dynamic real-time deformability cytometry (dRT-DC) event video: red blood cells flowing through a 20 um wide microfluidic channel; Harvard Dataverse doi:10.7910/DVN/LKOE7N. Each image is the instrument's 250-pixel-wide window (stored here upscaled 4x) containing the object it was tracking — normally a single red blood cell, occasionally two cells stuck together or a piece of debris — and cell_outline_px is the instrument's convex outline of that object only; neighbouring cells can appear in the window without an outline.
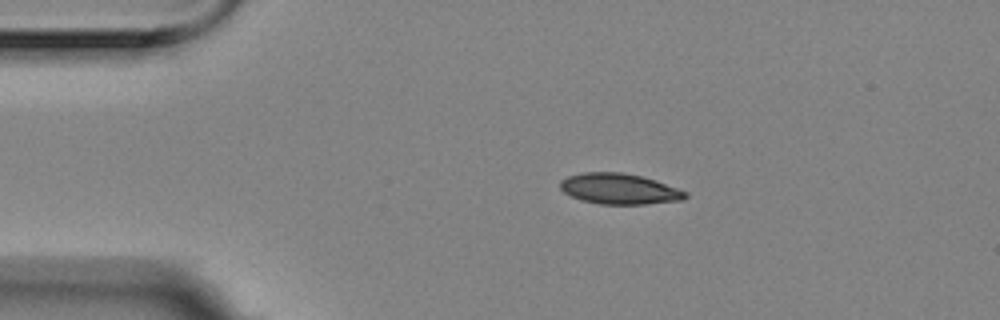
{"species": "Egyptian fruit bat (a non-hibernating species)", "species_latin": "Rousettus aegyptiacus", "temperature_condition": "room temperature", "stored_images_in_passage": 5, "camera_frame_rate_fps": 3000, "um_per_image_px": 0.085, "animal": {"sex": "female"}, "frame": {"image": 1, "passage_image": 2, "time_ms": 0.333, "image_size_px": [1000, 320], "cell_outline_px": [[688, 196], [684, 200], [644, 204], [600, 204], [580, 200], [564, 192], [560, 188], [560, 180], [568, 176], [584, 172], [620, 172], [640, 176], [656, 180], [688, 192]], "centroid_in_image_um": [52.65, 16.05], "position_along_channel_um": 32.3, "area_um2": 22.43}}
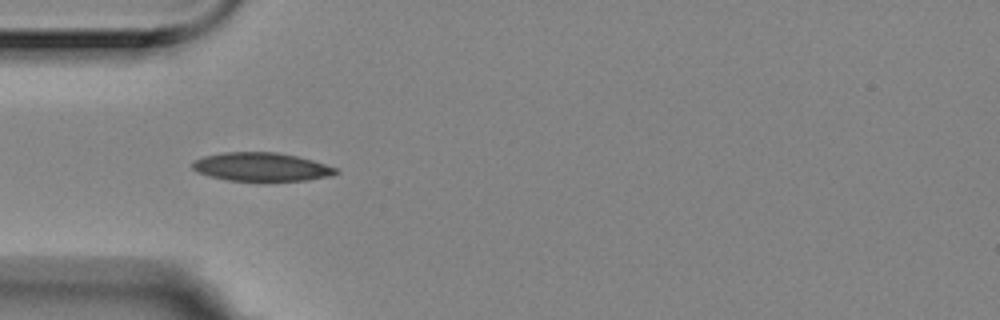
{"frame": {"image": 2, "passage_image": 4, "time_ms": 1.0, "image_size_px": [1000, 320], "cell_outline_px": [[340, 172], [332, 176], [308, 180], [228, 180], [196, 172], [192, 168], [192, 160], [204, 156], [224, 152], [276, 152], [296, 156], [312, 160], [336, 168]], "centroid_in_image_um": [22.21, 14.17], "position_along_channel_um": 62.8, "area_um2": 23.64}}
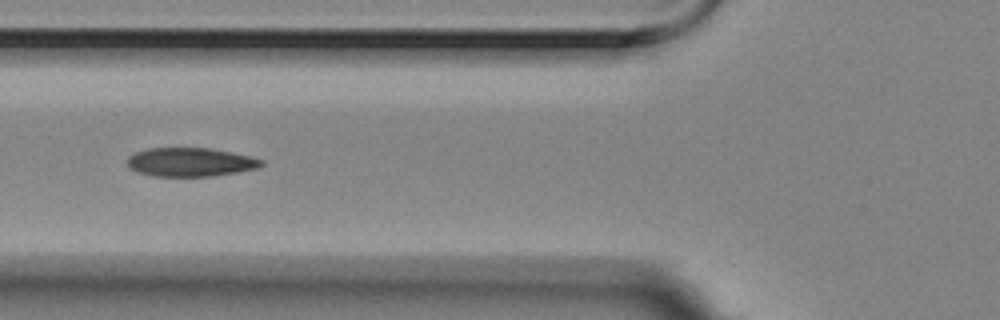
{"frame": {"image": 3, "passage_image": 5, "time_ms": 1.333, "image_size_px": [1000, 320], "cell_outline_px": [[264, 164], [256, 168], [236, 172], [212, 176], [152, 176], [128, 168], [128, 156], [136, 152], [148, 148], [208, 148], [232, 152], [252, 156], [264, 160]], "centroid_in_image_um": [16.19, 13.77], "position_along_channel_um": 109.6, "area_um2": 22.43}}